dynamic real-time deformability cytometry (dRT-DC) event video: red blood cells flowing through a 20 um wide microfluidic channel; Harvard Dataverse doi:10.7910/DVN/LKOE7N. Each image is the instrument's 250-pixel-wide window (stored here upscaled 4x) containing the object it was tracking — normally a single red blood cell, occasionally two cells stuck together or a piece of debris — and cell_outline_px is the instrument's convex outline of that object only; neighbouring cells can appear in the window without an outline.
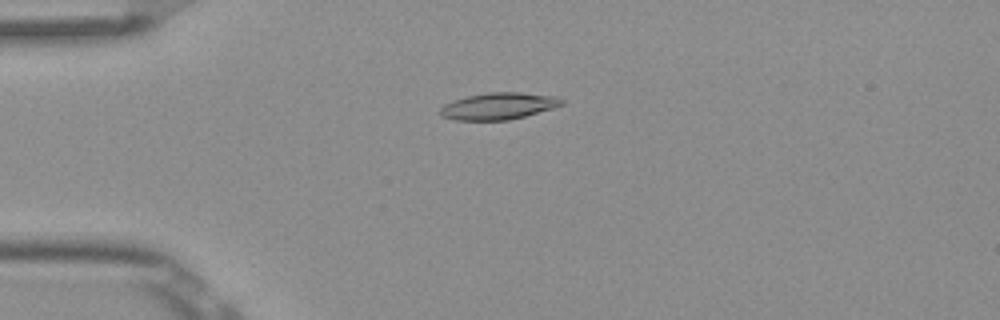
{"species": "Egyptian fruit bat (a non-hibernating species)", "species_latin": "Rousettus aegyptiacus", "temperature_condition": "room temperature", "stored_images_in_passage": 9, "camera_frame_rate_fps": 3000, "um_per_image_px": 0.085, "frame": {"image": 1, "passage_image": 4, "time_ms": 1.0, "image_size_px": [1000, 320], "cell_outline_px": [[564, 104], [552, 108], [524, 116], [508, 120], [456, 120], [440, 116], [440, 108], [444, 104], [468, 96], [488, 92], [520, 92], [556, 96], [564, 100]], "centroid_in_image_um": [42.38, 9.01], "position_along_channel_um": 42.6, "area_um2": 18.84}}
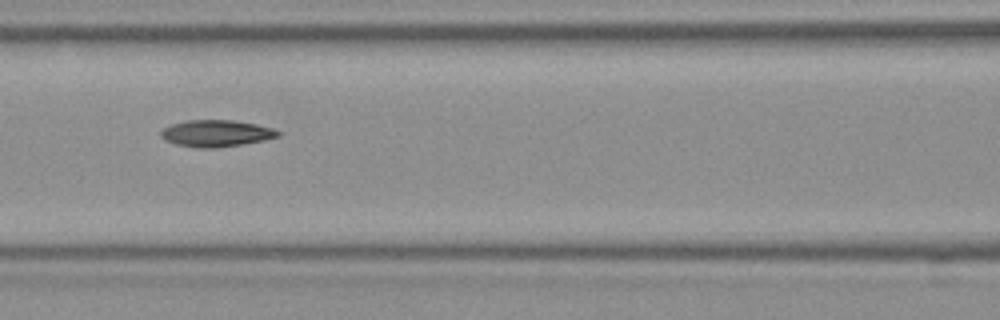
{"frame": {"image": 2, "passage_image": 7, "time_ms": 2.0, "image_size_px": [1000, 320], "cell_outline_px": [[280, 136], [264, 140], [240, 144], [212, 148], [196, 148], [176, 144], [164, 140], [160, 136], [160, 132], [164, 128], [172, 124], [188, 120], [232, 120], [256, 124], [272, 128], [280, 132]], "centroid_in_image_um": [18.35, 11.33], "position_along_channel_um": 148.2, "area_um2": 18.09}}
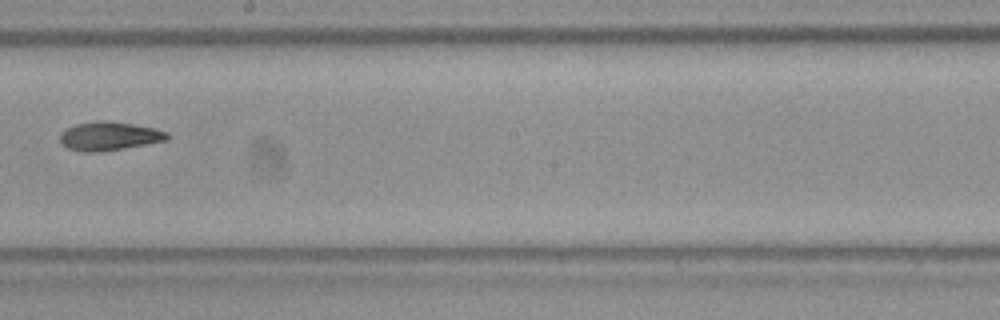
{"frame": {"image": 3, "passage_image": 9, "time_ms": 2.667, "image_size_px": [1000, 320], "cell_outline_px": [[172, 136], [168, 140], [124, 148], [100, 152], [84, 152], [68, 148], [60, 140], [60, 132], [76, 124], [96, 120], [108, 120], [132, 124], [152, 128], [168, 132]], "centroid_in_image_um": [9.3, 11.56], "position_along_channel_um": 238.9, "area_um2": 17.92}}